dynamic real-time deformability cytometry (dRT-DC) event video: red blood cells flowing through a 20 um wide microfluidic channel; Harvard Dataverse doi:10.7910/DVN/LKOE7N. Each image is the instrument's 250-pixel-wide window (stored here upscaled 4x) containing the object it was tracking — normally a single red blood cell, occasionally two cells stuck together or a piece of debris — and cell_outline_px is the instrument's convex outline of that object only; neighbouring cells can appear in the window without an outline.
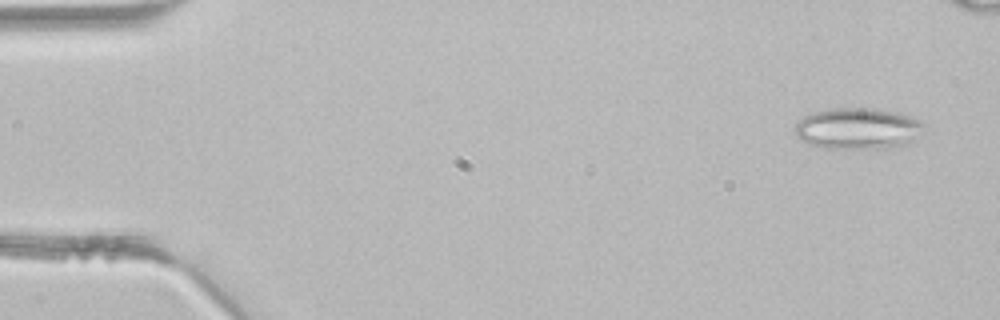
{"species": "common noctule bat (a hibernating species)", "species_latin": "Nyctalus noctula", "temperature_condition": "room temperature", "stored_images_in_passage": 4, "camera_frame_rate_fps": 3000, "um_per_image_px": 0.085, "animal": {"sex": "male", "body_mass_g": 21.5, "forearm_length_mm": 52.0}, "frame": {"image": 1, "passage_image": 4, "time_ms": 1.0, "image_size_px": [1000, 320], "cell_outline_px": [[924, 124], [908, 144], [876, 148], [828, 148], [808, 144], [800, 140], [796, 136], [792, 128], [804, 116], [812, 112], [832, 108], [876, 108], [900, 112], [912, 116], [920, 120]], "centroid_in_image_um": [72.85, 10.9], "position_along_channel_um": 12.2, "area_um2": 30.98}}